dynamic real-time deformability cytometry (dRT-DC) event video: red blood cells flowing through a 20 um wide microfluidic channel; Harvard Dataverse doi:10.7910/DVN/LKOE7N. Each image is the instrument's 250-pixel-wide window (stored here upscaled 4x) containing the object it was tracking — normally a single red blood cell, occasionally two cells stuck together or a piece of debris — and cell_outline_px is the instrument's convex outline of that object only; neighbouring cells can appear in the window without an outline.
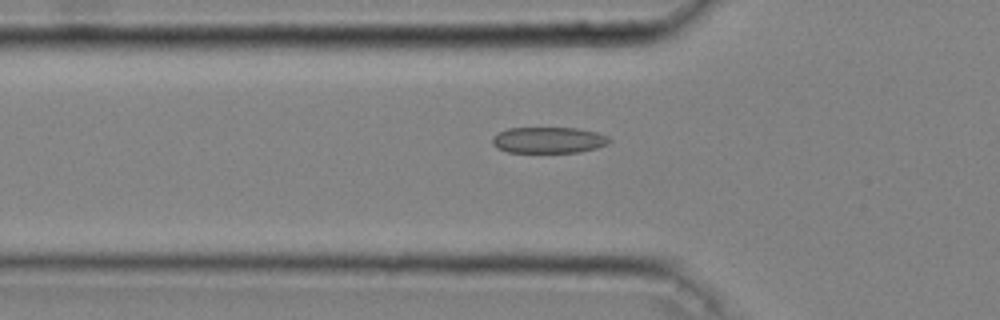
{"species": "common noctule bat (a hibernating species)", "species_latin": "Nyctalus noctula", "temperature_condition": "cold", "stored_images_in_passage": 37, "camera_frame_rate_fps": 3000, "um_per_image_px": 0.085, "animal": {"sex": "male", "body_mass_g": 20.4}, "frame": {"image": 1, "passage_image": 9, "time_ms": 2.667, "image_size_px": [1000, 320], "cell_outline_px": [[612, 140], [608, 144], [596, 148], [580, 152], [508, 152], [496, 148], [492, 144], [492, 136], [508, 128], [576, 128], [596, 132], [608, 136]], "centroid_in_image_um": [46.63, 11.91], "position_along_channel_um": 79.2, "area_um2": 17.86}}
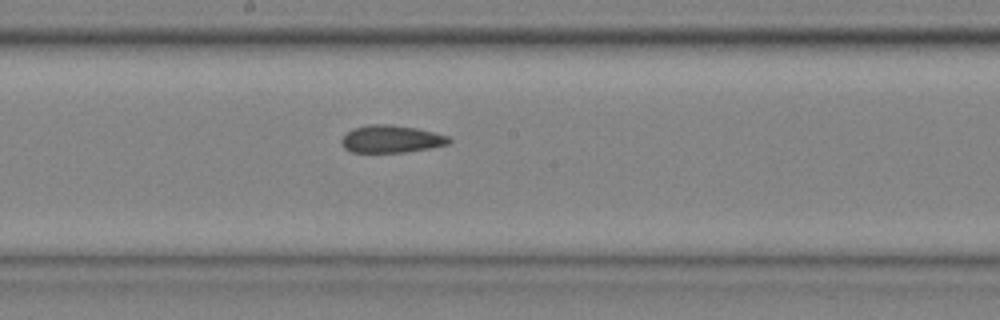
{"frame": {"image": 2, "passage_image": 19, "time_ms": 6.0, "image_size_px": [1000, 320], "cell_outline_px": [[452, 140], [448, 144], [432, 148], [404, 152], [352, 152], [344, 148], [340, 144], [340, 140], [352, 128], [368, 124], [388, 124], [416, 128], [448, 136]], "centroid_in_image_um": [33.23, 11.82], "position_along_channel_um": 215.0, "area_um2": 17.22}}
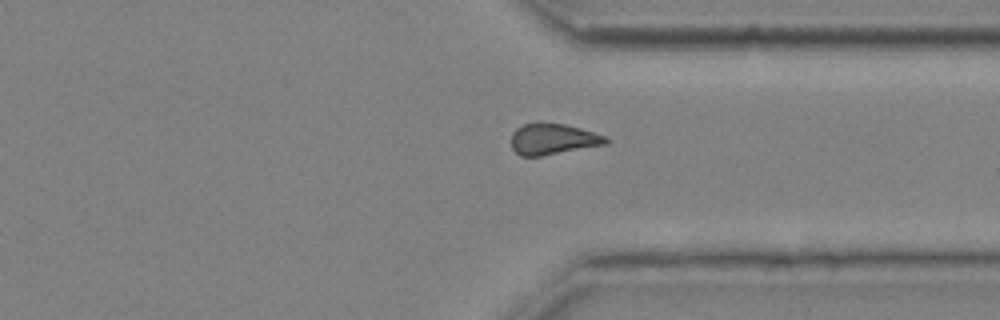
{"frame": {"image": 3, "passage_image": 30, "time_ms": 9.667, "image_size_px": [1000, 320], "cell_outline_px": [[608, 144], [540, 156], [520, 156], [512, 148], [512, 132], [516, 128], [524, 124], [564, 124], [580, 128], [608, 136]], "centroid_in_image_um": [47.03, 11.84], "position_along_channel_um": 364.4, "area_um2": 16.88}, "authors_computed_cell_mechanics": {"area_um2": 17.629, "velocity_mm_per_s": 4.0702, "shape_relaxation_time_tau1_ms": 9.8018, "shape_relaxation_time_tau2_ms": 3.1604, "deformation_change_tau1": 0.1802, "deformation_change_tau2": 0.1159}}